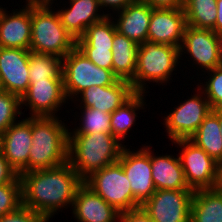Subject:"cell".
Returning <instances> with one entry per match:
<instances>
[{
    "mask_svg": "<svg viewBox=\"0 0 222 222\" xmlns=\"http://www.w3.org/2000/svg\"><path fill=\"white\" fill-rule=\"evenodd\" d=\"M22 205L52 220L70 207L77 189L84 183L70 163L20 174Z\"/></svg>",
    "mask_w": 222,
    "mask_h": 222,
    "instance_id": "cell-1",
    "label": "cell"
},
{
    "mask_svg": "<svg viewBox=\"0 0 222 222\" xmlns=\"http://www.w3.org/2000/svg\"><path fill=\"white\" fill-rule=\"evenodd\" d=\"M124 146L111 133L68 134V162L85 181L94 172L118 162Z\"/></svg>",
    "mask_w": 222,
    "mask_h": 222,
    "instance_id": "cell-2",
    "label": "cell"
},
{
    "mask_svg": "<svg viewBox=\"0 0 222 222\" xmlns=\"http://www.w3.org/2000/svg\"><path fill=\"white\" fill-rule=\"evenodd\" d=\"M68 129L60 116L31 117L28 172L54 168L68 161Z\"/></svg>",
    "mask_w": 222,
    "mask_h": 222,
    "instance_id": "cell-3",
    "label": "cell"
},
{
    "mask_svg": "<svg viewBox=\"0 0 222 222\" xmlns=\"http://www.w3.org/2000/svg\"><path fill=\"white\" fill-rule=\"evenodd\" d=\"M183 65L178 47L145 41L139 45L134 78L130 81L134 92L149 93L148 84L165 85L171 83L173 72ZM171 79V80H170ZM164 83V84H163Z\"/></svg>",
    "mask_w": 222,
    "mask_h": 222,
    "instance_id": "cell-4",
    "label": "cell"
},
{
    "mask_svg": "<svg viewBox=\"0 0 222 222\" xmlns=\"http://www.w3.org/2000/svg\"><path fill=\"white\" fill-rule=\"evenodd\" d=\"M52 6L48 2H31L29 50L63 59L76 46V39L63 27L57 8Z\"/></svg>",
    "mask_w": 222,
    "mask_h": 222,
    "instance_id": "cell-5",
    "label": "cell"
},
{
    "mask_svg": "<svg viewBox=\"0 0 222 222\" xmlns=\"http://www.w3.org/2000/svg\"><path fill=\"white\" fill-rule=\"evenodd\" d=\"M62 75L69 102L86 88L93 85L110 86L119 79L113 70L92 63L76 46L62 59Z\"/></svg>",
    "mask_w": 222,
    "mask_h": 222,
    "instance_id": "cell-6",
    "label": "cell"
},
{
    "mask_svg": "<svg viewBox=\"0 0 222 222\" xmlns=\"http://www.w3.org/2000/svg\"><path fill=\"white\" fill-rule=\"evenodd\" d=\"M197 88V89H196ZM195 93L170 109L163 116V125L169 141L189 139L199 128L205 117L212 110L204 92L196 85ZM197 90V91H196Z\"/></svg>",
    "mask_w": 222,
    "mask_h": 222,
    "instance_id": "cell-7",
    "label": "cell"
},
{
    "mask_svg": "<svg viewBox=\"0 0 222 222\" xmlns=\"http://www.w3.org/2000/svg\"><path fill=\"white\" fill-rule=\"evenodd\" d=\"M178 152L187 185L193 191L214 189L217 186L218 162L190 139H178L171 143ZM181 148V149H180Z\"/></svg>",
    "mask_w": 222,
    "mask_h": 222,
    "instance_id": "cell-8",
    "label": "cell"
},
{
    "mask_svg": "<svg viewBox=\"0 0 222 222\" xmlns=\"http://www.w3.org/2000/svg\"><path fill=\"white\" fill-rule=\"evenodd\" d=\"M179 50L180 60L182 61L185 56L189 61L188 63H193L190 67L196 68L198 71L201 70L199 74L222 65L220 35L211 29L187 25Z\"/></svg>",
    "mask_w": 222,
    "mask_h": 222,
    "instance_id": "cell-9",
    "label": "cell"
},
{
    "mask_svg": "<svg viewBox=\"0 0 222 222\" xmlns=\"http://www.w3.org/2000/svg\"><path fill=\"white\" fill-rule=\"evenodd\" d=\"M84 183L118 212L134 210L130 181L118 162L94 172Z\"/></svg>",
    "mask_w": 222,
    "mask_h": 222,
    "instance_id": "cell-10",
    "label": "cell"
},
{
    "mask_svg": "<svg viewBox=\"0 0 222 222\" xmlns=\"http://www.w3.org/2000/svg\"><path fill=\"white\" fill-rule=\"evenodd\" d=\"M146 143L137 151L125 145L118 163L122 166L134 195V209L140 208L156 191L152 179L151 144Z\"/></svg>",
    "mask_w": 222,
    "mask_h": 222,
    "instance_id": "cell-11",
    "label": "cell"
},
{
    "mask_svg": "<svg viewBox=\"0 0 222 222\" xmlns=\"http://www.w3.org/2000/svg\"><path fill=\"white\" fill-rule=\"evenodd\" d=\"M20 100L21 108L26 106V111L29 109L28 117H59L58 112L64 108L63 105L65 108L67 104L70 105L64 92L63 79L30 81Z\"/></svg>",
    "mask_w": 222,
    "mask_h": 222,
    "instance_id": "cell-12",
    "label": "cell"
},
{
    "mask_svg": "<svg viewBox=\"0 0 222 222\" xmlns=\"http://www.w3.org/2000/svg\"><path fill=\"white\" fill-rule=\"evenodd\" d=\"M194 191L156 190L141 206L154 222H190Z\"/></svg>",
    "mask_w": 222,
    "mask_h": 222,
    "instance_id": "cell-13",
    "label": "cell"
},
{
    "mask_svg": "<svg viewBox=\"0 0 222 222\" xmlns=\"http://www.w3.org/2000/svg\"><path fill=\"white\" fill-rule=\"evenodd\" d=\"M24 117L3 132L0 150L19 175L28 172L29 151L32 146L31 117Z\"/></svg>",
    "mask_w": 222,
    "mask_h": 222,
    "instance_id": "cell-14",
    "label": "cell"
},
{
    "mask_svg": "<svg viewBox=\"0 0 222 222\" xmlns=\"http://www.w3.org/2000/svg\"><path fill=\"white\" fill-rule=\"evenodd\" d=\"M186 26L183 8L152 9L147 41L180 48Z\"/></svg>",
    "mask_w": 222,
    "mask_h": 222,
    "instance_id": "cell-15",
    "label": "cell"
},
{
    "mask_svg": "<svg viewBox=\"0 0 222 222\" xmlns=\"http://www.w3.org/2000/svg\"><path fill=\"white\" fill-rule=\"evenodd\" d=\"M30 50L0 47V81L5 92L19 96L27 91Z\"/></svg>",
    "mask_w": 222,
    "mask_h": 222,
    "instance_id": "cell-16",
    "label": "cell"
},
{
    "mask_svg": "<svg viewBox=\"0 0 222 222\" xmlns=\"http://www.w3.org/2000/svg\"><path fill=\"white\" fill-rule=\"evenodd\" d=\"M25 4L21 9L14 8L12 13L7 7L0 9V47L29 50L31 2Z\"/></svg>",
    "mask_w": 222,
    "mask_h": 222,
    "instance_id": "cell-17",
    "label": "cell"
},
{
    "mask_svg": "<svg viewBox=\"0 0 222 222\" xmlns=\"http://www.w3.org/2000/svg\"><path fill=\"white\" fill-rule=\"evenodd\" d=\"M134 93L129 81L118 79L110 86L93 85L86 88L81 91L72 102L75 103L74 107L83 106L86 108L99 109L106 113H113Z\"/></svg>",
    "mask_w": 222,
    "mask_h": 222,
    "instance_id": "cell-18",
    "label": "cell"
},
{
    "mask_svg": "<svg viewBox=\"0 0 222 222\" xmlns=\"http://www.w3.org/2000/svg\"><path fill=\"white\" fill-rule=\"evenodd\" d=\"M76 222H120V212L83 183L71 207Z\"/></svg>",
    "mask_w": 222,
    "mask_h": 222,
    "instance_id": "cell-19",
    "label": "cell"
},
{
    "mask_svg": "<svg viewBox=\"0 0 222 222\" xmlns=\"http://www.w3.org/2000/svg\"><path fill=\"white\" fill-rule=\"evenodd\" d=\"M56 10L63 27L77 40L92 24L107 15L100 8L98 0H68ZM102 12V13H101Z\"/></svg>",
    "mask_w": 222,
    "mask_h": 222,
    "instance_id": "cell-20",
    "label": "cell"
},
{
    "mask_svg": "<svg viewBox=\"0 0 222 222\" xmlns=\"http://www.w3.org/2000/svg\"><path fill=\"white\" fill-rule=\"evenodd\" d=\"M152 9L149 5L134 0L123 10L111 15L116 31L141 45L148 39Z\"/></svg>",
    "mask_w": 222,
    "mask_h": 222,
    "instance_id": "cell-21",
    "label": "cell"
},
{
    "mask_svg": "<svg viewBox=\"0 0 222 222\" xmlns=\"http://www.w3.org/2000/svg\"><path fill=\"white\" fill-rule=\"evenodd\" d=\"M153 151V152H152ZM151 149L152 179L156 190L190 189L186 183L179 155L154 154ZM176 156V157H175Z\"/></svg>",
    "mask_w": 222,
    "mask_h": 222,
    "instance_id": "cell-22",
    "label": "cell"
},
{
    "mask_svg": "<svg viewBox=\"0 0 222 222\" xmlns=\"http://www.w3.org/2000/svg\"><path fill=\"white\" fill-rule=\"evenodd\" d=\"M146 96L147 93L135 92L127 101L111 113V134L116 137L123 145L126 143L125 139L129 136L132 127L135 126L136 119L139 118L138 111L147 108ZM146 101V102H145ZM138 117V118H137Z\"/></svg>",
    "mask_w": 222,
    "mask_h": 222,
    "instance_id": "cell-23",
    "label": "cell"
},
{
    "mask_svg": "<svg viewBox=\"0 0 222 222\" xmlns=\"http://www.w3.org/2000/svg\"><path fill=\"white\" fill-rule=\"evenodd\" d=\"M139 45L116 32L112 42V70L122 80L131 81L136 71Z\"/></svg>",
    "mask_w": 222,
    "mask_h": 222,
    "instance_id": "cell-24",
    "label": "cell"
},
{
    "mask_svg": "<svg viewBox=\"0 0 222 222\" xmlns=\"http://www.w3.org/2000/svg\"><path fill=\"white\" fill-rule=\"evenodd\" d=\"M189 139L219 163L222 160L220 109L211 110Z\"/></svg>",
    "mask_w": 222,
    "mask_h": 222,
    "instance_id": "cell-25",
    "label": "cell"
},
{
    "mask_svg": "<svg viewBox=\"0 0 222 222\" xmlns=\"http://www.w3.org/2000/svg\"><path fill=\"white\" fill-rule=\"evenodd\" d=\"M190 222H222L221 189H200L194 191Z\"/></svg>",
    "mask_w": 222,
    "mask_h": 222,
    "instance_id": "cell-26",
    "label": "cell"
},
{
    "mask_svg": "<svg viewBox=\"0 0 222 222\" xmlns=\"http://www.w3.org/2000/svg\"><path fill=\"white\" fill-rule=\"evenodd\" d=\"M217 0H184L188 26L203 29H213L217 17Z\"/></svg>",
    "mask_w": 222,
    "mask_h": 222,
    "instance_id": "cell-27",
    "label": "cell"
},
{
    "mask_svg": "<svg viewBox=\"0 0 222 222\" xmlns=\"http://www.w3.org/2000/svg\"><path fill=\"white\" fill-rule=\"evenodd\" d=\"M116 27L111 16H106L88 27L76 40L77 48H112Z\"/></svg>",
    "mask_w": 222,
    "mask_h": 222,
    "instance_id": "cell-28",
    "label": "cell"
},
{
    "mask_svg": "<svg viewBox=\"0 0 222 222\" xmlns=\"http://www.w3.org/2000/svg\"><path fill=\"white\" fill-rule=\"evenodd\" d=\"M76 109L81 110L79 114H75L79 119L78 126L68 129V134H93V133H111V113L103 112L99 109L86 108L78 106ZM80 117V118H77Z\"/></svg>",
    "mask_w": 222,
    "mask_h": 222,
    "instance_id": "cell-29",
    "label": "cell"
},
{
    "mask_svg": "<svg viewBox=\"0 0 222 222\" xmlns=\"http://www.w3.org/2000/svg\"><path fill=\"white\" fill-rule=\"evenodd\" d=\"M29 80L63 79L62 58L51 54L29 52Z\"/></svg>",
    "mask_w": 222,
    "mask_h": 222,
    "instance_id": "cell-30",
    "label": "cell"
},
{
    "mask_svg": "<svg viewBox=\"0 0 222 222\" xmlns=\"http://www.w3.org/2000/svg\"><path fill=\"white\" fill-rule=\"evenodd\" d=\"M196 74L198 75L197 81L200 82L196 84L204 92L211 109H222V65L200 74L205 76L202 77L204 83L199 80L198 72Z\"/></svg>",
    "mask_w": 222,
    "mask_h": 222,
    "instance_id": "cell-31",
    "label": "cell"
},
{
    "mask_svg": "<svg viewBox=\"0 0 222 222\" xmlns=\"http://www.w3.org/2000/svg\"><path fill=\"white\" fill-rule=\"evenodd\" d=\"M24 112L25 110L22 112L19 96L5 91L0 93V131L4 132L17 122Z\"/></svg>",
    "mask_w": 222,
    "mask_h": 222,
    "instance_id": "cell-32",
    "label": "cell"
},
{
    "mask_svg": "<svg viewBox=\"0 0 222 222\" xmlns=\"http://www.w3.org/2000/svg\"><path fill=\"white\" fill-rule=\"evenodd\" d=\"M22 205L20 176L12 183L0 185V217L17 210Z\"/></svg>",
    "mask_w": 222,
    "mask_h": 222,
    "instance_id": "cell-33",
    "label": "cell"
},
{
    "mask_svg": "<svg viewBox=\"0 0 222 222\" xmlns=\"http://www.w3.org/2000/svg\"><path fill=\"white\" fill-rule=\"evenodd\" d=\"M0 222H49L42 214L21 205L17 210L0 217Z\"/></svg>",
    "mask_w": 222,
    "mask_h": 222,
    "instance_id": "cell-34",
    "label": "cell"
},
{
    "mask_svg": "<svg viewBox=\"0 0 222 222\" xmlns=\"http://www.w3.org/2000/svg\"><path fill=\"white\" fill-rule=\"evenodd\" d=\"M86 57L101 68L112 70V48H78Z\"/></svg>",
    "mask_w": 222,
    "mask_h": 222,
    "instance_id": "cell-35",
    "label": "cell"
},
{
    "mask_svg": "<svg viewBox=\"0 0 222 222\" xmlns=\"http://www.w3.org/2000/svg\"><path fill=\"white\" fill-rule=\"evenodd\" d=\"M19 176L17 171L8 163L3 153L0 151V185L12 183Z\"/></svg>",
    "mask_w": 222,
    "mask_h": 222,
    "instance_id": "cell-36",
    "label": "cell"
},
{
    "mask_svg": "<svg viewBox=\"0 0 222 222\" xmlns=\"http://www.w3.org/2000/svg\"><path fill=\"white\" fill-rule=\"evenodd\" d=\"M133 1L134 0H98L102 11L107 10L105 11V14L107 16H111L112 14L123 10L128 4L132 3Z\"/></svg>",
    "mask_w": 222,
    "mask_h": 222,
    "instance_id": "cell-37",
    "label": "cell"
},
{
    "mask_svg": "<svg viewBox=\"0 0 222 222\" xmlns=\"http://www.w3.org/2000/svg\"><path fill=\"white\" fill-rule=\"evenodd\" d=\"M120 222H154L140 207L120 213Z\"/></svg>",
    "mask_w": 222,
    "mask_h": 222,
    "instance_id": "cell-38",
    "label": "cell"
},
{
    "mask_svg": "<svg viewBox=\"0 0 222 222\" xmlns=\"http://www.w3.org/2000/svg\"><path fill=\"white\" fill-rule=\"evenodd\" d=\"M151 8H183L184 0H138Z\"/></svg>",
    "mask_w": 222,
    "mask_h": 222,
    "instance_id": "cell-39",
    "label": "cell"
},
{
    "mask_svg": "<svg viewBox=\"0 0 222 222\" xmlns=\"http://www.w3.org/2000/svg\"><path fill=\"white\" fill-rule=\"evenodd\" d=\"M217 17L215 26L212 29L216 34H222V0H217Z\"/></svg>",
    "mask_w": 222,
    "mask_h": 222,
    "instance_id": "cell-40",
    "label": "cell"
},
{
    "mask_svg": "<svg viewBox=\"0 0 222 222\" xmlns=\"http://www.w3.org/2000/svg\"><path fill=\"white\" fill-rule=\"evenodd\" d=\"M216 188L222 190V160L218 163V179Z\"/></svg>",
    "mask_w": 222,
    "mask_h": 222,
    "instance_id": "cell-41",
    "label": "cell"
},
{
    "mask_svg": "<svg viewBox=\"0 0 222 222\" xmlns=\"http://www.w3.org/2000/svg\"><path fill=\"white\" fill-rule=\"evenodd\" d=\"M55 1H57V0H25V2H48L49 4H56L57 6V8H59L58 7V3H55Z\"/></svg>",
    "mask_w": 222,
    "mask_h": 222,
    "instance_id": "cell-42",
    "label": "cell"
},
{
    "mask_svg": "<svg viewBox=\"0 0 222 222\" xmlns=\"http://www.w3.org/2000/svg\"><path fill=\"white\" fill-rule=\"evenodd\" d=\"M220 128H221V134H222V109H220Z\"/></svg>",
    "mask_w": 222,
    "mask_h": 222,
    "instance_id": "cell-43",
    "label": "cell"
},
{
    "mask_svg": "<svg viewBox=\"0 0 222 222\" xmlns=\"http://www.w3.org/2000/svg\"><path fill=\"white\" fill-rule=\"evenodd\" d=\"M2 135H3V132L0 131V150H1V146H2Z\"/></svg>",
    "mask_w": 222,
    "mask_h": 222,
    "instance_id": "cell-44",
    "label": "cell"
},
{
    "mask_svg": "<svg viewBox=\"0 0 222 222\" xmlns=\"http://www.w3.org/2000/svg\"><path fill=\"white\" fill-rule=\"evenodd\" d=\"M4 90H3V87H2V84H1V81H0V93H2Z\"/></svg>",
    "mask_w": 222,
    "mask_h": 222,
    "instance_id": "cell-45",
    "label": "cell"
},
{
    "mask_svg": "<svg viewBox=\"0 0 222 222\" xmlns=\"http://www.w3.org/2000/svg\"><path fill=\"white\" fill-rule=\"evenodd\" d=\"M220 41H221V54H222V34L220 35Z\"/></svg>",
    "mask_w": 222,
    "mask_h": 222,
    "instance_id": "cell-46",
    "label": "cell"
}]
</instances>
